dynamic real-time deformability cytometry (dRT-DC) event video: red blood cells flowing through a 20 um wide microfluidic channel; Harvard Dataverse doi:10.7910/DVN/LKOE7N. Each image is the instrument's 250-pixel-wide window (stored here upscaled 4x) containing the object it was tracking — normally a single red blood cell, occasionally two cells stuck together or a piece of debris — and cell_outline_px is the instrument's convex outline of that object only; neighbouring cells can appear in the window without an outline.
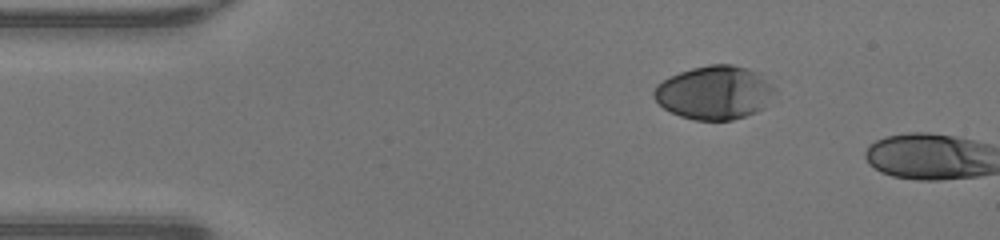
{"species": "human", "species_latin": "Homo sapiens", "temperature_condition": "warm", "stored_images_in_passage": 3, "camera_frame_rate_fps": 3000, "um_per_image_px": 0.085, "donor": {"sex": "male"}, "frame": {"image": 1, "passage_image": 1, "time_ms": 0.0, "image_size_px": [1000, 240], "cell_outline_px": [[776, 92], [764, 108], [756, 112], [732, 120], [696, 120], [680, 116], [664, 108], [652, 96], [652, 92], [656, 84], [680, 72], [692, 68], [708, 64], [732, 64], [748, 68], [760, 72], [776, 88]], "centroid_in_image_um": [60.76, 7.86], "position_along_channel_um": 24.2, "area_um2": 37.97}}